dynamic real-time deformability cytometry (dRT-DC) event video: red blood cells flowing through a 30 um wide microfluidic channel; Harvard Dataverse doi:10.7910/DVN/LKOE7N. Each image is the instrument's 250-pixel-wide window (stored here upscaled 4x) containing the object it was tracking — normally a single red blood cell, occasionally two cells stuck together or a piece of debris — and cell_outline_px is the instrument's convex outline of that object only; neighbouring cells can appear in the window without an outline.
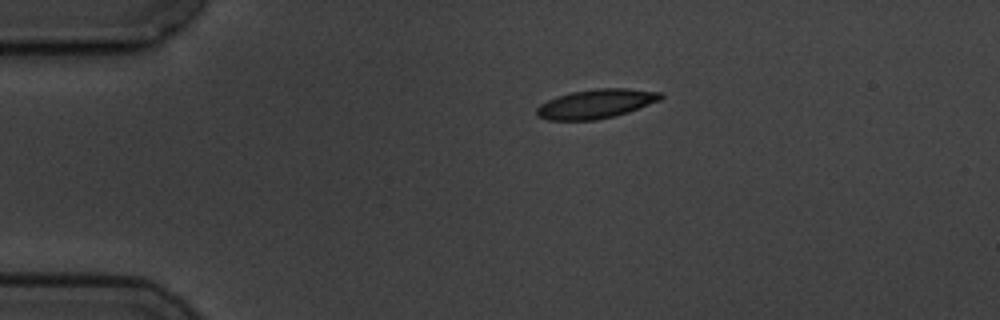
{"species": "common noctule bat (a hibernating species)", "species_latin": "Nyctalus noctula", "temperature_condition": "cold", "stored_images_in_passage": 7, "camera_frame_rate_fps": 3000, "um_per_image_px": 0.085, "animal": {"sex": "male", "body_mass_g": 19.5, "forearm_length_mm": 54.6}, "frame": {"image": 1, "passage_image": 1, "time_ms": 0.0, "image_size_px": [1000, 320], "cell_outline_px": [[664, 96], [660, 100], [628, 112], [596, 120], [548, 120], [536, 116], [536, 108], [540, 104], [556, 96], [572, 92], [596, 88], [628, 88], [664, 92]], "centroid_in_image_um": [50.66, 8.81], "position_along_channel_um": 34.3, "area_um2": 21.15}}
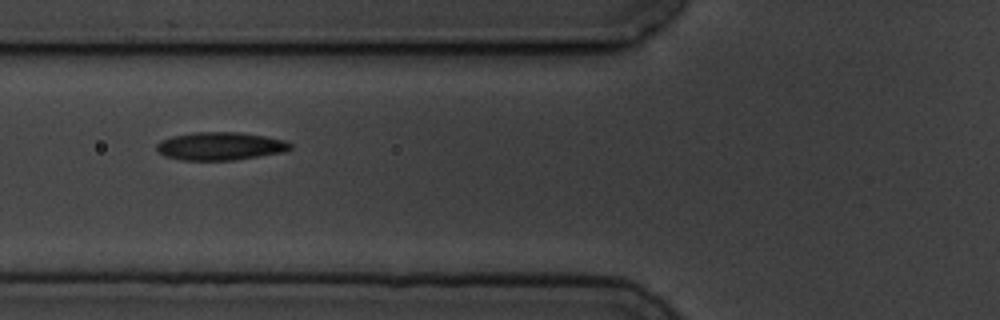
{"frame": {"image": 2, "passage_image": 4, "time_ms": 3.333, "image_size_px": [1000, 320], "cell_outline_px": [[292, 148], [284, 152], [232, 160], [180, 160], [164, 156], [156, 148], [156, 144], [160, 140], [172, 136], [192, 132], [240, 132], [264, 136], [284, 140], [292, 144]], "centroid_in_image_um": [18.7, 12.42], "position_along_channel_um": 107.1, "area_um2": 21.85}}
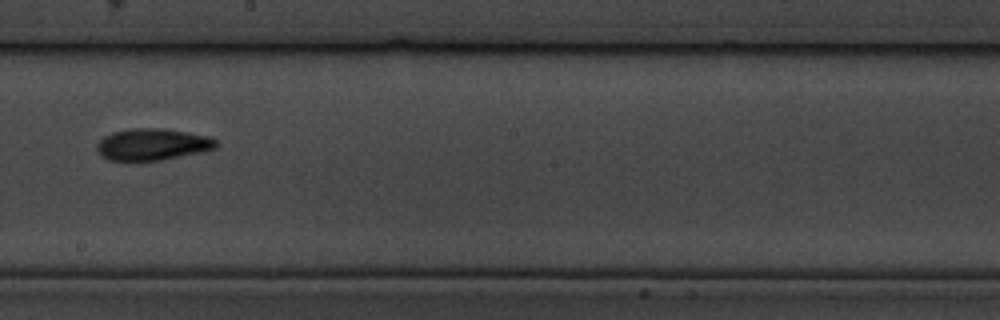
{"frame": {"image": 3, "passage_image": 7, "time_ms": 7.0, "image_size_px": [1000, 320], "cell_outline_px": [[216, 148], [200, 152], [160, 160], [108, 160], [96, 148], [96, 144], [104, 136], [112, 132], [128, 128], [164, 128], [208, 136], [216, 140]], "centroid_in_image_um": [12.94, 12.25], "position_along_channel_um": 235.3, "area_um2": 21.79}}